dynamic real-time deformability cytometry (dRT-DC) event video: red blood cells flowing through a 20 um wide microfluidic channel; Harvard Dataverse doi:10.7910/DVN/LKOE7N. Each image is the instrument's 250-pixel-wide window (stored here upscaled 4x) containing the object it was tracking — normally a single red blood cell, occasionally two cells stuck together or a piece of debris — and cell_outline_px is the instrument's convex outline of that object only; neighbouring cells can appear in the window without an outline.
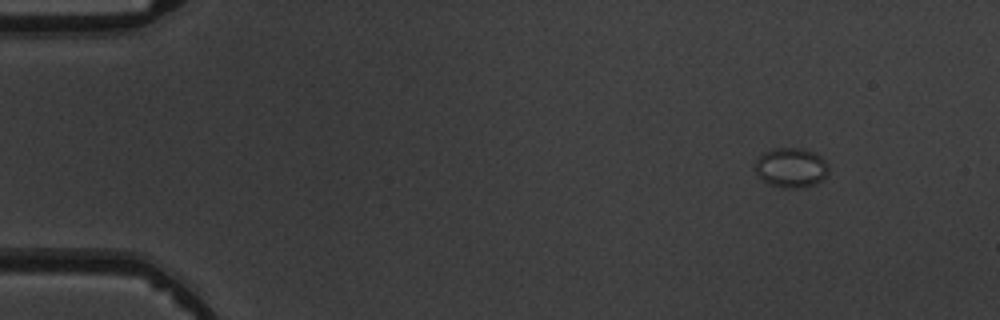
{"species": "common noctule bat (a hibernating species)", "species_latin": "Nyctalus noctula", "temperature_condition": "warm", "stored_images_in_passage": 5, "camera_frame_rate_fps": 3000, "um_per_image_px": 0.085, "animal": {"sex": "male", "body_mass_g": 19.5, "forearm_length_mm": 54.6}, "frame": {"image": 1, "passage_image": 1, "time_ms": 0.0, "image_size_px": [1000, 320], "cell_outline_px": [[828, 172], [816, 184], [800, 188], [784, 188], [768, 184], [752, 168], [756, 160], [764, 152], [772, 148], [800, 148], [812, 152], [820, 156], [828, 164]], "centroid_in_image_um": [67.21, 14.25], "position_along_channel_um": 17.8, "area_um2": 16.99}}